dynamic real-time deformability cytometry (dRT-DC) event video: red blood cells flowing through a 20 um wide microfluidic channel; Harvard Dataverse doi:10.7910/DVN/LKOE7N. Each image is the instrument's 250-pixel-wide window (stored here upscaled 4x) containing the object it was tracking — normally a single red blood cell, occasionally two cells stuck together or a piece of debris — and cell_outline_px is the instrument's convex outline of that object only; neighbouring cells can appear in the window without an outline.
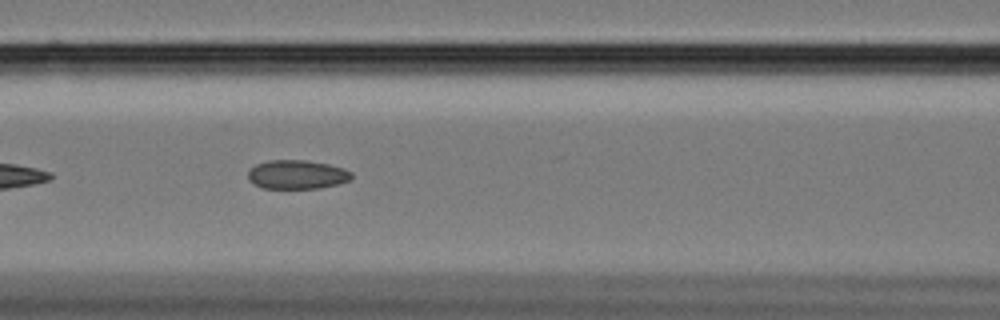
{"species": "Egyptian fruit bat (a non-hibernating species)", "species_latin": "Rousettus aegyptiacus", "temperature_condition": "cold", "stored_images_in_passage": 17, "camera_frame_rate_fps": 3000, "um_per_image_px": 0.085, "animal": {"sex": "female"}, "frame": {"image": 1, "passage_image": 10, "time_ms": 3.0, "image_size_px": [1000, 320], "cell_outline_px": [[352, 180], [320, 188], [260, 188], [248, 180], [248, 168], [256, 164], [268, 160], [308, 160], [328, 164], [344, 168], [352, 172]], "centroid_in_image_um": [25.22, 14.83], "position_along_channel_um": 141.4, "area_um2": 17.69}}